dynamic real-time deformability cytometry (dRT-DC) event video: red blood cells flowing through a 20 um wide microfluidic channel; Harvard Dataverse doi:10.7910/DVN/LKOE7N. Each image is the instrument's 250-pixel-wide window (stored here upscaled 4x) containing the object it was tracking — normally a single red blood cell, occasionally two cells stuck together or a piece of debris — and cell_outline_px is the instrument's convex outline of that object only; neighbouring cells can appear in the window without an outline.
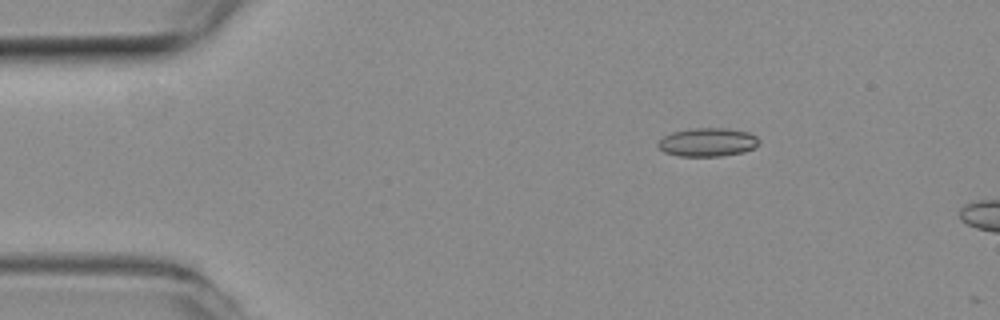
{"species": "common noctule bat (a hibernating species)", "species_latin": "Nyctalus noctula", "temperature_condition": "room temperature", "stored_images_in_passage": 5, "camera_frame_rate_fps": 3000, "um_per_image_px": 0.085, "animal": {"sex": "female", "body_mass_g": 19.3, "forearm_length_mm": 54.1}, "frame": {"image": 1, "passage_image": 1, "time_ms": 0.0, "image_size_px": [1000, 320], "cell_outline_px": [[760, 144], [744, 152], [720, 156], [680, 156], [664, 152], [656, 144], [664, 136], [672, 132], [692, 128], [728, 128], [748, 132], [756, 136], [760, 140]], "centroid_in_image_um": [60.16, 12.08], "position_along_channel_um": 24.8, "area_um2": 16.82}}